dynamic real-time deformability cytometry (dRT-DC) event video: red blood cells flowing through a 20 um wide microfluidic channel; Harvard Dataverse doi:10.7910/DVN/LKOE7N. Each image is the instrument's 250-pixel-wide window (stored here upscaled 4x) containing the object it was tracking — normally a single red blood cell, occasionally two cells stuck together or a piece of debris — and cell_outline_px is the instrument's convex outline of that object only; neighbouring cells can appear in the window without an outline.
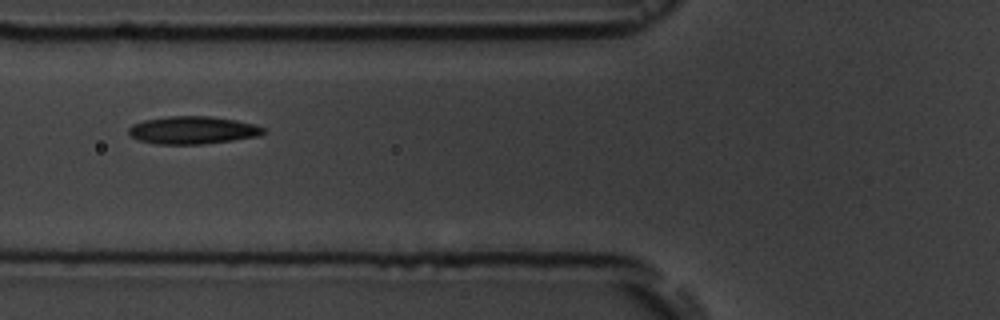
{"species": "common noctule bat (a hibernating species)", "species_latin": "Nyctalus noctula", "temperature_condition": "room temperature", "stored_images_in_passage": 14, "camera_frame_rate_fps": 3000, "um_per_image_px": 0.085, "animal": {"sex": "male", "body_mass_g": 19.5, "forearm_length_mm": 54.6}, "frame": {"image": 1, "passage_image": 5, "time_ms": 63.333, "image_size_px": [1000, 320], "cell_outline_px": [[268, 132], [260, 136], [204, 144], [156, 144], [140, 140], [132, 136], [128, 132], [128, 128], [132, 124], [144, 120], [168, 116], [212, 116], [236, 120], [256, 124], [268, 128]], "centroid_in_image_um": [16.46, 11.06], "position_along_channel_um": 109.3, "area_um2": 22.02}}
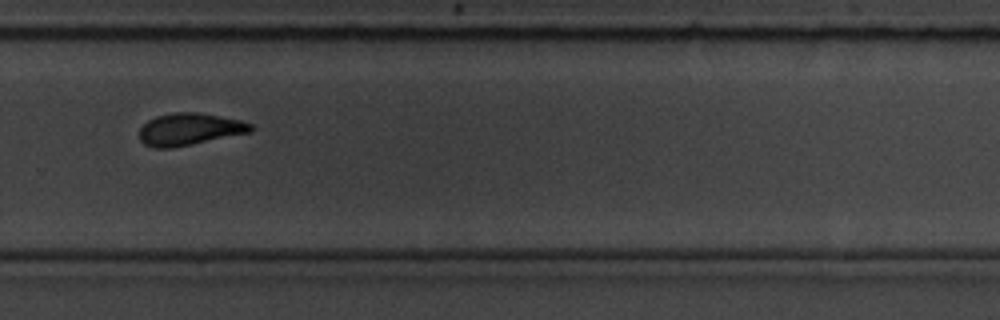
{"frame": {"image": 2, "passage_image": 10, "time_ms": 69.0, "image_size_px": [1000, 320], "cell_outline_px": [[252, 132], [172, 148], [152, 148], [144, 144], [140, 140], [140, 128], [148, 120], [156, 116], [172, 112], [196, 112], [240, 120], [252, 124]], "centroid_in_image_um": [16.08, 10.99], "position_along_channel_um": 313.7, "area_um2": 20.81}}
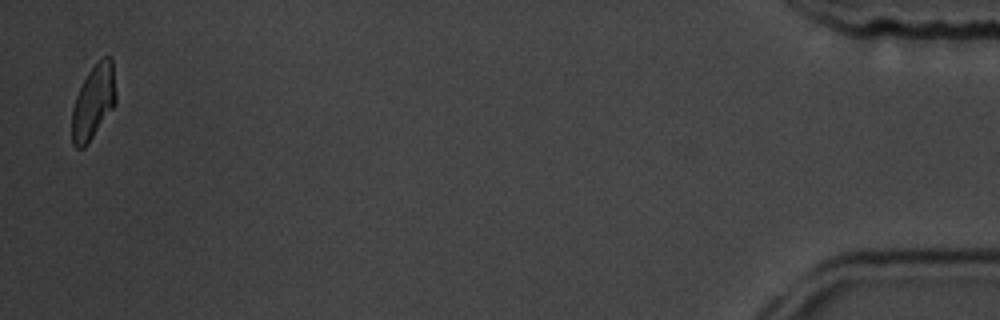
{"frame": {"image": 3, "passage_image": 14, "time_ms": 74.667, "image_size_px": [1000, 320], "cell_outline_px": [[116, 104], [88, 144], [84, 148], [76, 148], [72, 144], [72, 108], [76, 96], [88, 72], [104, 56], [108, 56], [112, 60], [116, 96]], "centroid_in_image_um": [7.94, 8.72], "position_along_channel_um": 427.3, "area_um2": 18.9}, "authors_computed_cell_mechanics": {"area_um2": 21.2415, "velocity_mm_per_s": 3.617, "shape_relaxation_time_tau1_ms": 7.0306, "shape_relaxation_time_tau2_ms": 4.136, "deformation_change_tau1": 0.1672, "deformation_change_tau2": 0.0902}}